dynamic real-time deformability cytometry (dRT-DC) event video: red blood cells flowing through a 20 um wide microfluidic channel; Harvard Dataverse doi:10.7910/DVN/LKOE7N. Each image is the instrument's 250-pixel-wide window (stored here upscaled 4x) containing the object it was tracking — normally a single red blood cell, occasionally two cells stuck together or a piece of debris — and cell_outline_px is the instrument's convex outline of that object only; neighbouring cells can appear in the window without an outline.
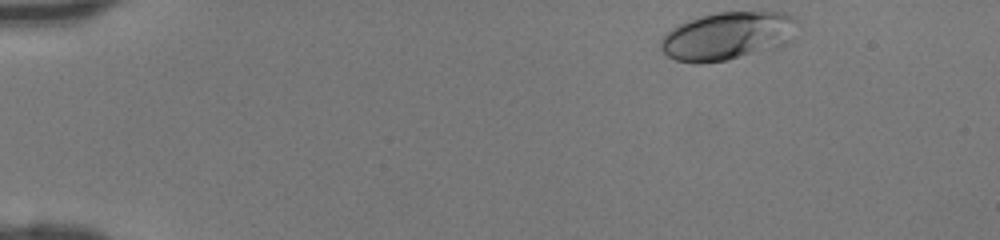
{"species": "human", "species_latin": "Homo sapiens", "temperature_condition": "room temperature", "stored_images_in_passage": 37, "camera_frame_rate_fps": 3000, "um_per_image_px": 0.085, "donor": {"sex": "female"}, "frame": {"image": 1, "passage_image": 1, "time_ms": 0.0, "image_size_px": [1000, 240], "cell_outline_px": [[796, 20], [792, 44], [728, 60], [700, 64], [696, 64], [676, 60], [668, 56], [660, 48], [660, 40], [672, 28], [688, 20], [700, 16], [716, 12], [784, 12], [796, 16]], "centroid_in_image_um": [61.88, 3.06], "position_along_channel_um": 23.1, "area_um2": 38.67}}
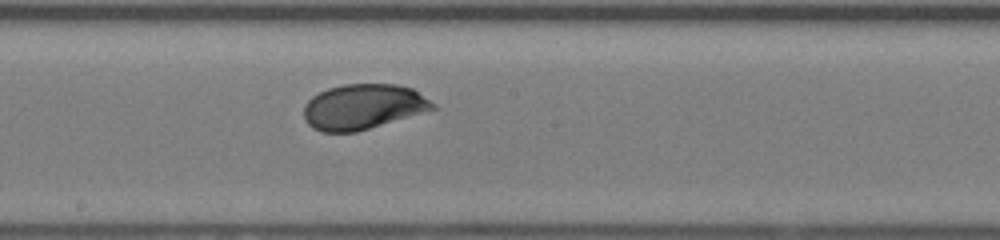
{"frame": {"image": 2, "passage_image": 21, "time_ms": 6.667, "image_size_px": [1000, 240], "cell_outline_px": [[436, 108], [356, 132], [320, 132], [312, 128], [304, 120], [304, 104], [312, 96], [328, 88], [344, 84], [396, 84], [412, 88], [436, 104]], "centroid_in_image_um": [30.82, 9.07], "position_along_channel_um": 217.4, "area_um2": 33.87}}
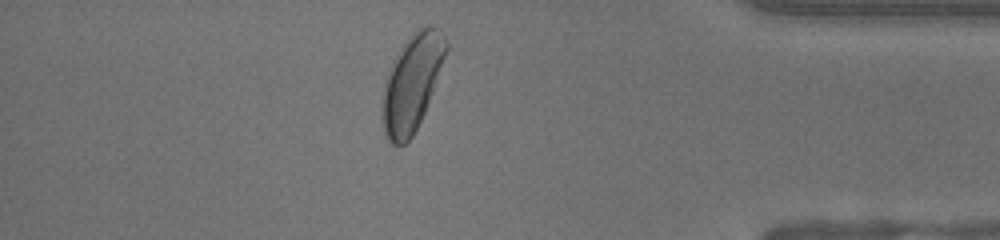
{"frame": {"image": 3, "passage_image": 35, "time_ms": 11.333, "image_size_px": [1000, 240], "cell_outline_px": [[448, 48], [432, 92], [424, 112], [412, 136], [404, 144], [392, 144], [388, 140], [384, 132], [380, 116], [380, 100], [384, 84], [392, 60], [400, 48], [420, 28], [432, 24], [440, 28], [448, 44]], "centroid_in_image_um": [34.97, 7.05], "position_along_channel_um": 400.2, "area_um2": 35.66}}